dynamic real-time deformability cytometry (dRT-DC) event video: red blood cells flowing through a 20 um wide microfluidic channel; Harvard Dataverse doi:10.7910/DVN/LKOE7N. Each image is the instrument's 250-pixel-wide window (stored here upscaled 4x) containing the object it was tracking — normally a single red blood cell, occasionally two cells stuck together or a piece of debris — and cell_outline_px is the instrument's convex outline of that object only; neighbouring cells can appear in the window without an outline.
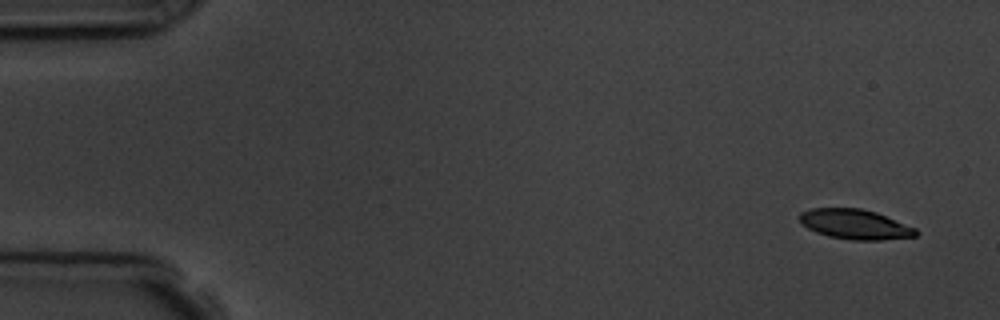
{"species": "common noctule bat (a hibernating species)", "species_latin": "Nyctalus noctula", "temperature_condition": "room temperature", "stored_images_in_passage": 8, "camera_frame_rate_fps": 3000, "um_per_image_px": 0.085, "animal": {"sex": "male", "body_mass_g": 19.5, "forearm_length_mm": 54.6}, "frame": {"image": 1, "passage_image": 1, "time_ms": 0.0, "image_size_px": [1000, 320], "cell_outline_px": [[920, 232], [916, 236], [880, 240], [852, 240], [828, 236], [816, 232], [800, 224], [800, 212], [812, 208], [860, 208], [876, 212], [916, 228]], "centroid_in_image_um": [72.68, 19.06], "position_along_channel_um": 12.3, "area_um2": 20.29}}